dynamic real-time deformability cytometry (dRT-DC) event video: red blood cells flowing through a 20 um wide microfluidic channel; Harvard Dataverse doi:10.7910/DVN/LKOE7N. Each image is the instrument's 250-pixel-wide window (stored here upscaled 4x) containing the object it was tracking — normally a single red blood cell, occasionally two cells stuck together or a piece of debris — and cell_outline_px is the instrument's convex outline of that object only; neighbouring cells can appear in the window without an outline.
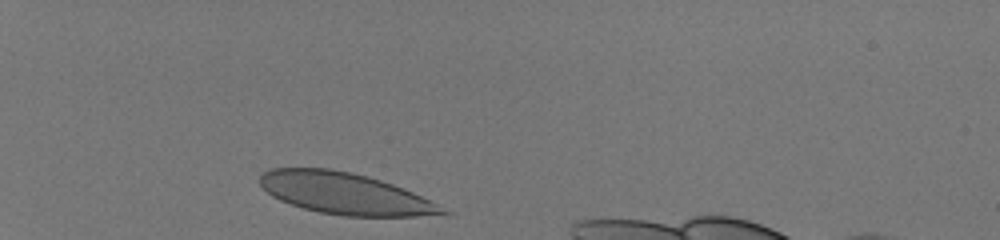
{"species": "human", "species_latin": "Homo sapiens", "temperature_condition": "room temperature", "stored_images_in_passage": 32, "camera_frame_rate_fps": 3000, "um_per_image_px": 0.085, "donor": {"sex": "male"}, "frame": {"image": 1, "passage_image": 2, "time_ms": 0.333, "image_size_px": [1000, 240], "cell_outline_px": [[452, 212], [416, 216], [344, 216], [320, 212], [304, 208], [280, 200], [272, 196], [260, 184], [260, 176], [264, 172], [272, 168], [332, 168], [352, 172], [368, 176], [392, 184], [412, 192]], "centroid_in_image_um": [29.27, 16.43], "position_along_channel_um": 55.7, "area_um2": 43.58}}
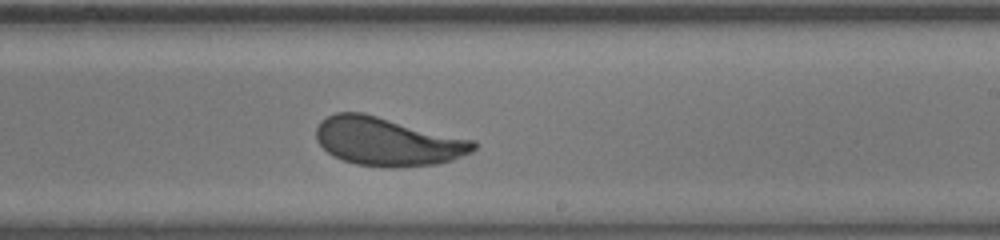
{"frame": {"image": 2, "passage_image": 20, "time_ms": 6.333, "image_size_px": [1000, 240], "cell_outline_px": [[476, 148], [472, 152], [452, 160], [436, 164], [404, 168], [384, 168], [356, 164], [332, 156], [316, 140], [316, 128], [320, 120], [336, 112], [364, 112], [476, 140]], "centroid_in_image_um": [32.96, 12.03], "position_along_channel_um": 256.0, "area_um2": 45.08}}
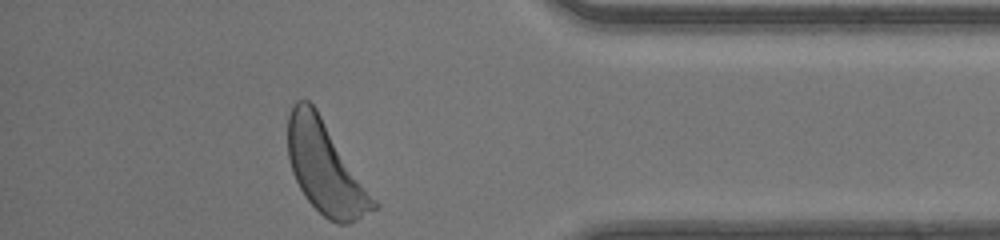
{"frame": {"image": 3, "passage_image": 32, "time_ms": 10.333, "image_size_px": [1000, 240], "cell_outline_px": [[380, 204], [376, 208], [356, 220], [348, 224], [340, 224], [328, 220], [304, 196], [292, 172], [288, 156], [288, 116], [292, 104], [296, 100], [308, 100], [316, 108]], "centroid_in_image_um": [27.66, 14.26], "position_along_channel_um": 407.5, "area_um2": 45.72}, "authors_computed_cell_mechanics": {"area_um2": 44.506, "velocity_mm_per_s": 4.1346, "shape_relaxation_time_tau1_ms": 3.1537, "shape_relaxation_time_tau2_ms": null, "deformation_change_tau1": 0.1447, "deformation_change_tau2": null}}